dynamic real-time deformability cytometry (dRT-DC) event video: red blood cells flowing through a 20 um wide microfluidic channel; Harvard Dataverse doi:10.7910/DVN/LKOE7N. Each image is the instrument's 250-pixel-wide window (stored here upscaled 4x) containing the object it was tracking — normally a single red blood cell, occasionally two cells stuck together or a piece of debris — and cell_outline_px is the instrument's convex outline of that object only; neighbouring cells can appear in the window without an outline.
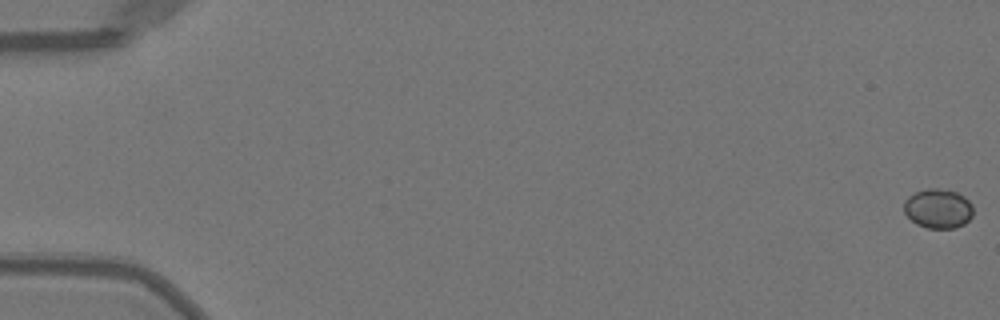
{"species": "Egyptian fruit bat (a non-hibernating species)", "species_latin": "Rousettus aegyptiacus", "temperature_condition": "warm", "stored_images_in_passage": 52, "camera_frame_rate_fps": 3000, "um_per_image_px": 0.085, "animal": {"sex": "female"}, "frame": {"image": 1, "passage_image": 1, "time_ms": 0.0, "image_size_px": [1000, 320], "cell_outline_px": [[972, 216], [964, 224], [956, 228], [928, 228], [916, 224], [904, 212], [904, 200], [908, 196], [916, 192], [928, 188], [936, 188], [956, 192], [964, 196], [972, 204]], "centroid_in_image_um": [79.74, 17.73], "position_along_channel_um": 5.3, "area_um2": 15.9}}
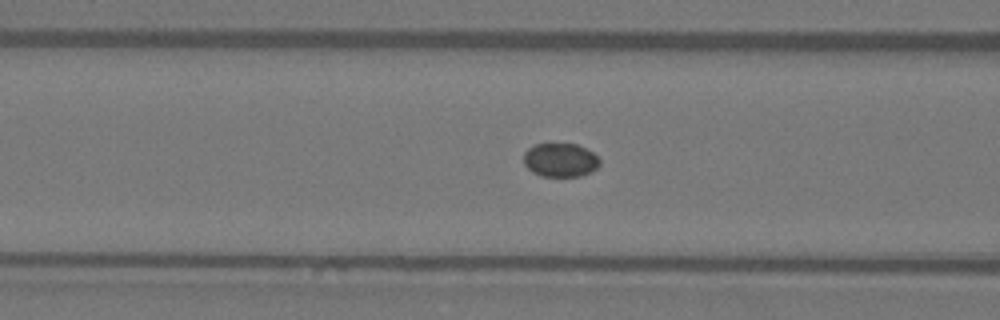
{"frame": {"image": 2, "passage_image": 22, "time_ms": 7.0, "image_size_px": [1000, 320], "cell_outline_px": [[600, 164], [592, 172], [580, 176], [540, 176], [532, 172], [524, 164], [524, 152], [528, 148], [536, 144], [576, 144], [592, 152], [600, 160]], "centroid_in_image_um": [47.62, 13.61], "position_along_channel_um": 119.0, "area_um2": 14.91}}
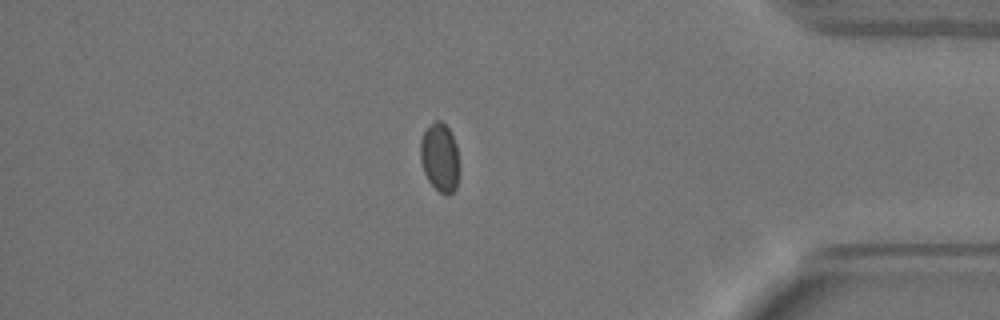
{"frame": {"image": 3, "passage_image": 45, "time_ms": 14.667, "image_size_px": [1000, 320], "cell_outline_px": [[460, 172], [456, 188], [448, 196], [444, 196], [428, 180], [424, 172], [420, 160], [420, 140], [424, 132], [436, 120], [440, 120], [448, 128], [456, 144], [460, 164]], "centroid_in_image_um": [37.41, 13.43], "position_along_channel_um": 397.8, "area_um2": 15.78}}